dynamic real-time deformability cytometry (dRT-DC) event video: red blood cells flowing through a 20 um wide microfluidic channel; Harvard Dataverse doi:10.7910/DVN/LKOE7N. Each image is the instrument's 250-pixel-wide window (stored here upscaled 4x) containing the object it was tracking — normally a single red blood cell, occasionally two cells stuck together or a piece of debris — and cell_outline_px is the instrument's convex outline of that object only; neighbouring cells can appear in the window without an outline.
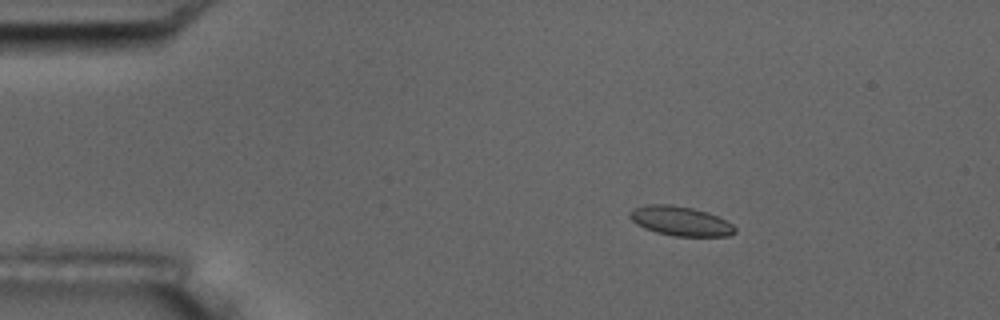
{"species": "common noctule bat (a hibernating species)", "species_latin": "Nyctalus noctula", "temperature_condition": "room temperature", "stored_images_in_passage": 4, "camera_frame_rate_fps": 3000, "um_per_image_px": 0.085, "animal": {"sex": "male", "body_mass_g": 17.5, "forearm_length_mm": 52.3}, "frame": {"image": 1, "passage_image": 2, "time_ms": 1.333, "image_size_px": [1000, 320], "cell_outline_px": [[736, 232], [728, 236], [676, 236], [656, 232], [644, 228], [636, 224], [628, 216], [628, 212], [632, 208], [648, 204], [672, 204], [692, 208], [708, 212], [732, 224], [736, 228]], "centroid_in_image_um": [57.8, 18.78], "position_along_channel_um": 27.2, "area_um2": 18.09}}